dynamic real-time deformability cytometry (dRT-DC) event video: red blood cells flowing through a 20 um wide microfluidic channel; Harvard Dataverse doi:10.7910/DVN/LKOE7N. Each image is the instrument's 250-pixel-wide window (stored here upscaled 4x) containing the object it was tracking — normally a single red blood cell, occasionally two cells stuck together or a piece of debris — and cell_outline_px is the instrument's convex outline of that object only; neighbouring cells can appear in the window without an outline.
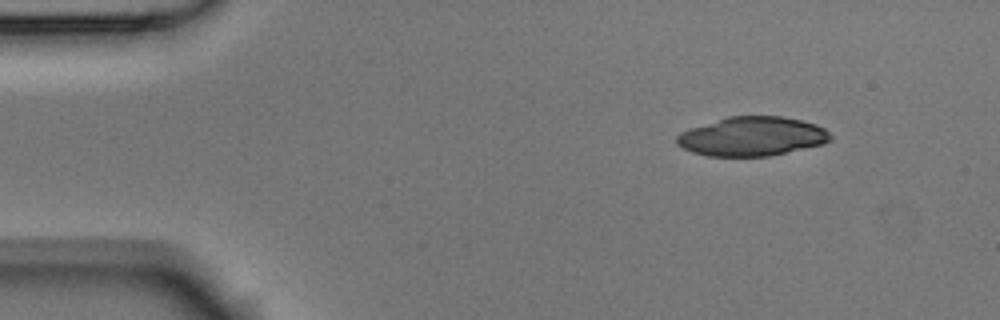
{"species": "Egyptian fruit bat (a non-hibernating species)", "species_latin": "Rousettus aegyptiacus", "temperature_condition": "room temperature", "stored_images_in_passage": 3, "segment_of_instrument_passage": [2, 2], "camera_frame_rate_fps": 3000, "um_per_image_px": 0.085, "animal": {"sex": "male"}, "frame": {"image": 1, "passage_image": 3, "time_ms": 0.667, "image_size_px": [1000, 320], "cell_outline_px": [[832, 136], [824, 144], [768, 156], [708, 156], [692, 152], [676, 144], [676, 136], [680, 132], [728, 116], [784, 116], [816, 124], [824, 128]], "centroid_in_image_um": [63.92, 11.59], "position_along_channel_um": 21.1, "area_um2": 34.85}}